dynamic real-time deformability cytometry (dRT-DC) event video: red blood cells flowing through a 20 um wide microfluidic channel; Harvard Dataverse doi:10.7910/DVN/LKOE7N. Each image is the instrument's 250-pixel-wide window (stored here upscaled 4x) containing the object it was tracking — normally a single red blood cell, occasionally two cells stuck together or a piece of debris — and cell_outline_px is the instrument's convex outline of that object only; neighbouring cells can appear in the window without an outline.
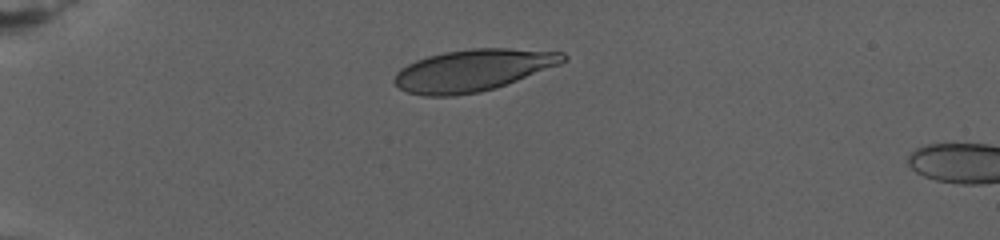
{"species": "human", "species_latin": "Homo sapiens", "temperature_condition": "warm", "stored_images_in_passage": 31, "camera_frame_rate_fps": 3000, "um_per_image_px": 0.085, "donor": {"sex": "female"}, "frame": {"image": 1, "passage_image": 1, "time_ms": 0.0, "image_size_px": [1000, 240], "cell_outline_px": [[568, 60], [560, 64], [496, 88], [480, 92], [456, 96], [424, 96], [408, 92], [400, 88], [392, 80], [396, 72], [400, 68], [416, 60], [428, 56], [444, 52], [472, 48], [508, 48], [564, 52], [568, 56]], "centroid_in_image_um": [40.2, 5.97], "position_along_channel_um": 44.8, "area_um2": 41.27}}
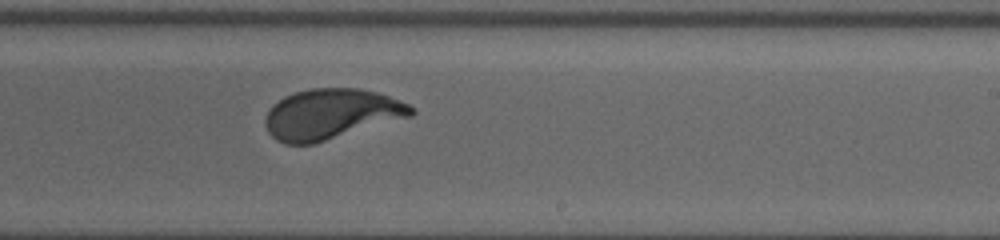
{"frame": {"image": 2, "passage_image": 18, "time_ms": 10.0, "image_size_px": [1000, 240], "cell_outline_px": [[416, 112], [412, 116], [312, 144], [284, 144], [276, 140], [268, 132], [264, 124], [264, 120], [272, 104], [284, 96], [296, 92], [312, 88], [360, 88], [376, 92], [388, 96], [408, 104], [416, 108]], "centroid_in_image_um": [28.13, 9.69], "position_along_channel_um": 260.9, "area_um2": 42.77}}
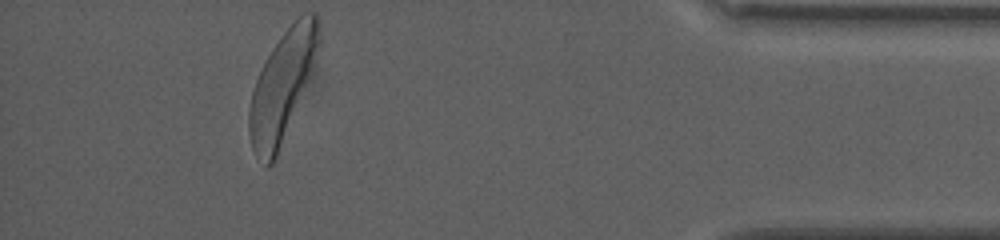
{"frame": {"image": 3, "passage_image": 31, "time_ms": 17.333, "image_size_px": [1000, 240], "cell_outline_px": [[324, 40], [308, 80], [276, 156], [272, 164], [268, 168], [256, 156], [252, 148], [248, 132], [248, 108], [252, 92], [256, 80], [268, 56], [284, 32], [304, 12], [316, 12], [320, 20]], "centroid_in_image_um": [24.03, 7.26], "position_along_channel_um": 411.2, "area_um2": 44.22}, "authors_computed_cell_mechanics": {"area_um2": 42.8298, "velocity_mm_per_s": 2.6209, "shape_relaxation_time_tau1_ms": 3.2822, "shape_relaxation_time_tau2_ms": null, "deformation_change_tau1": 0.1606, "deformation_change_tau2": null}}